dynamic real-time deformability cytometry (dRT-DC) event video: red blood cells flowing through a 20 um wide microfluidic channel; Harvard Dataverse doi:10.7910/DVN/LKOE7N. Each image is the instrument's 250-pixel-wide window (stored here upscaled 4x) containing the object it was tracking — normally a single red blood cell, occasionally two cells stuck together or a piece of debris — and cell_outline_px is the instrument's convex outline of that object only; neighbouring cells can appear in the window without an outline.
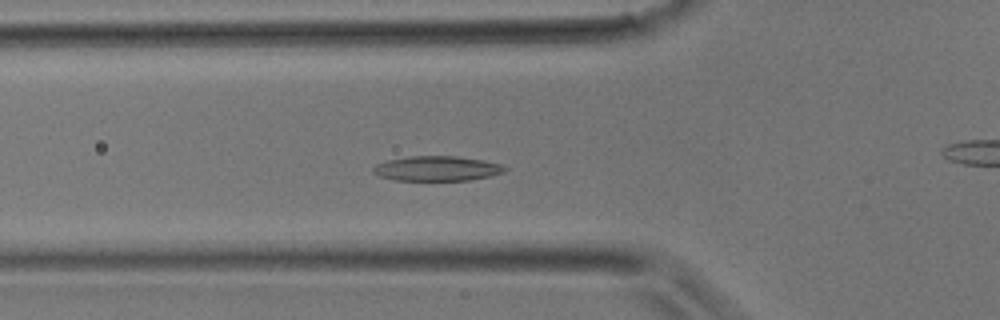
{"species": "common noctule bat (a hibernating species)", "species_latin": "Nyctalus noctula", "temperature_condition": "room temperature", "stored_images_in_passage": 37, "camera_frame_rate_fps": 3000, "um_per_image_px": 0.085, "animal": {"sex": "male", "body_mass_g": 17.9}, "frame": {"image": 1, "passage_image": 12, "time_ms": 3.667, "image_size_px": [1000, 320], "cell_outline_px": [[508, 168], [504, 172], [488, 176], [468, 180], [396, 180], [380, 176], [372, 172], [372, 168], [376, 164], [388, 160], [408, 156], [456, 156], [484, 160], [500, 164]], "centroid_in_image_um": [37.13, 14.31], "position_along_channel_um": 88.7, "area_um2": 18.96}}
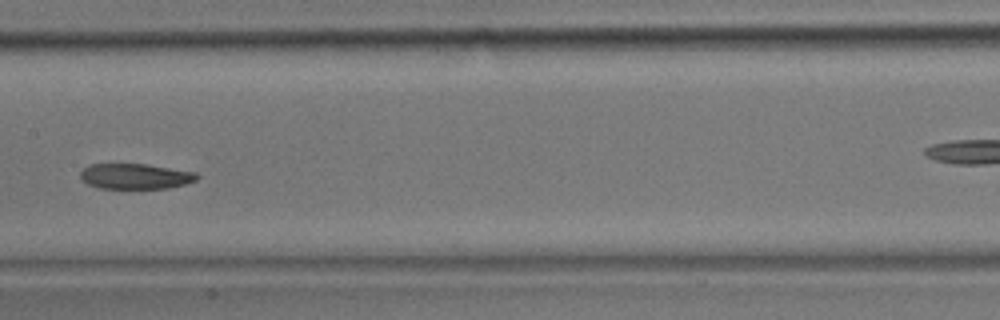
{"frame": {"image": 2, "passage_image": 18, "time_ms": 5.667, "image_size_px": [1000, 320], "cell_outline_px": [[200, 176], [196, 180], [184, 184], [168, 188], [96, 188], [80, 180], [80, 172], [88, 164], [148, 164], [196, 172]], "centroid_in_image_um": [11.48, 14.98], "position_along_channel_um": 195.9, "area_um2": 17.4}}
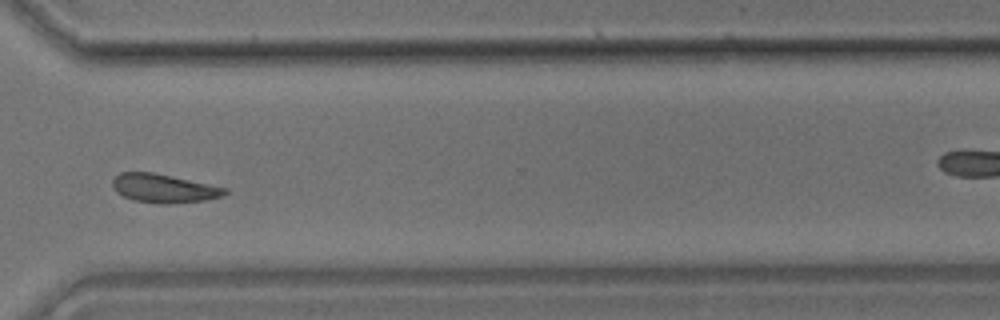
{"frame": {"image": 3, "passage_image": 27, "time_ms": 8.667, "image_size_px": [1000, 320], "cell_outline_px": [[228, 192], [224, 196], [208, 200], [168, 204], [160, 204], [132, 200], [116, 192], [112, 184], [112, 180], [120, 172], [152, 172], [228, 188]], "centroid_in_image_um": [13.94, 16.02], "position_along_channel_um": 356.7, "area_um2": 18.84}}